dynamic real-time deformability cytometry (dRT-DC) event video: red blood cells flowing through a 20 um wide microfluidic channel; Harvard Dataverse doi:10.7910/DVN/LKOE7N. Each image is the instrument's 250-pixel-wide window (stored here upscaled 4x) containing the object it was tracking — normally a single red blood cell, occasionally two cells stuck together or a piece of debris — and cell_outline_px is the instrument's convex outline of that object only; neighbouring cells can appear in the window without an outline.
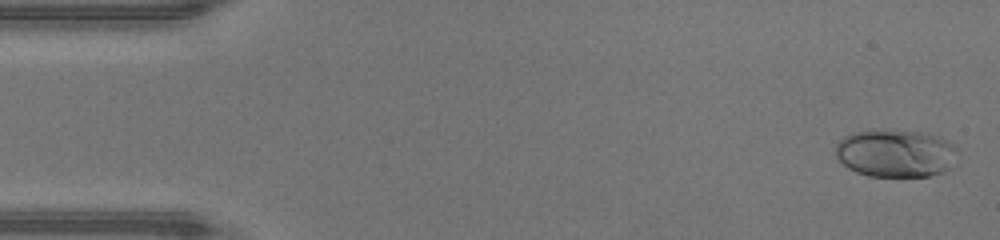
{"species": "human", "species_latin": "Homo sapiens", "temperature_condition": "warm", "stored_images_in_passage": 47, "camera_frame_rate_fps": 3000, "um_per_image_px": 0.085, "donor": {"sex": "male"}, "frame": {"image": 1, "passage_image": 2, "time_ms": 0.333, "image_size_px": [1000, 240], "cell_outline_px": [[960, 148], [948, 168], [940, 172], [928, 176], [868, 176], [856, 172], [848, 168], [836, 156], [836, 144], [844, 136], [856, 132], [872, 128], [884, 128], [920, 132], [940, 136]], "centroid_in_image_um": [76.11, 12.99], "position_along_channel_um": 8.9, "area_um2": 34.33}}
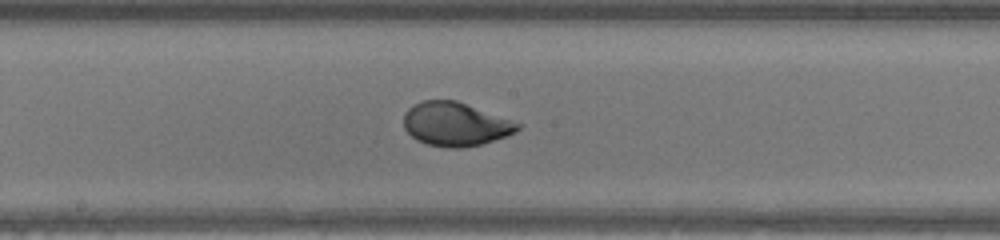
{"frame": {"image": 2, "passage_image": 25, "time_ms": 8.0, "image_size_px": [1000, 240], "cell_outline_px": [[524, 124], [516, 132], [480, 144], [464, 148], [448, 148], [428, 144], [416, 140], [404, 128], [404, 112], [408, 108], [424, 100], [456, 100]], "centroid_in_image_um": [38.71, 10.55], "position_along_channel_um": 209.5, "area_um2": 28.96}}
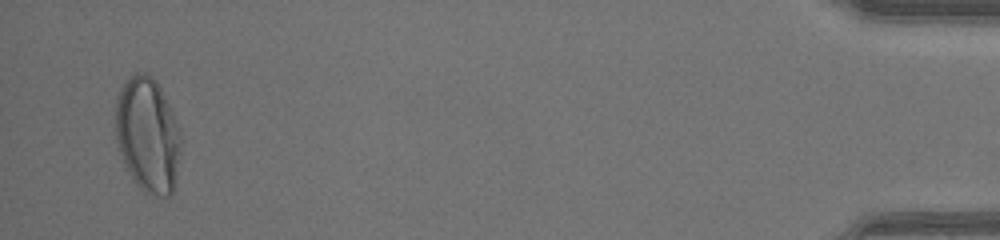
{"frame": {"image": 3, "passage_image": 46, "time_ms": 15.0, "image_size_px": [1000, 240], "cell_outline_px": [[180, 152], [172, 192], [168, 196], [160, 196], [144, 192], [136, 184], [120, 152], [116, 140], [116, 96], [124, 80], [128, 76], [136, 72], [148, 72], [156, 80], [180, 128]], "centroid_in_image_um": [12.54, 11.4], "position_along_channel_um": 422.7, "area_um2": 43.52}, "authors_computed_cell_mechanics": {"area_um2": 29.9404, "velocity_mm_per_s": 4.3792, "shape_relaxation_time_tau1_ms": 4.589, "shape_relaxation_time_tau2_ms": null, "deformation_change_tau1": 0.2176, "deformation_change_tau2": null}}